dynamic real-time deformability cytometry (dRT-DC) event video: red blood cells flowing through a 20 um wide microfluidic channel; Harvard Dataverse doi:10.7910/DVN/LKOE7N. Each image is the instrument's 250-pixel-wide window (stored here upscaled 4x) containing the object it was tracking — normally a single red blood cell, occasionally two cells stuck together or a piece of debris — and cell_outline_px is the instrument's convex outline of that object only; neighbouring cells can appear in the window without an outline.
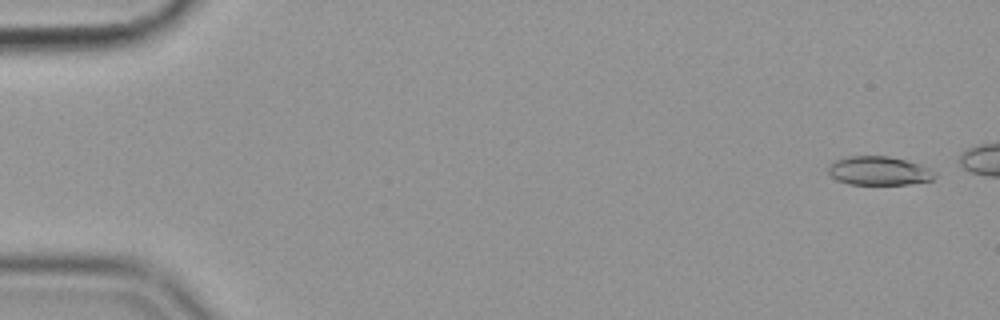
{"species": "common noctule bat (a hibernating species)", "species_latin": "Nyctalus noctula", "temperature_condition": "cold", "stored_images_in_passage": 50, "camera_frame_rate_fps": 3000, "um_per_image_px": 0.085, "animal": {"sex": "female", "body_mass_g": 19.9}, "frame": {"image": 1, "passage_image": 3, "time_ms": 0.667, "image_size_px": [1000, 320], "cell_outline_px": [[936, 176], [932, 180], [908, 184], [848, 184], [836, 180], [828, 172], [828, 164], [832, 160], [848, 156], [888, 156], [920, 164], [936, 172]], "centroid_in_image_um": [74.67, 14.51], "position_along_channel_um": 10.3, "area_um2": 17.98}}
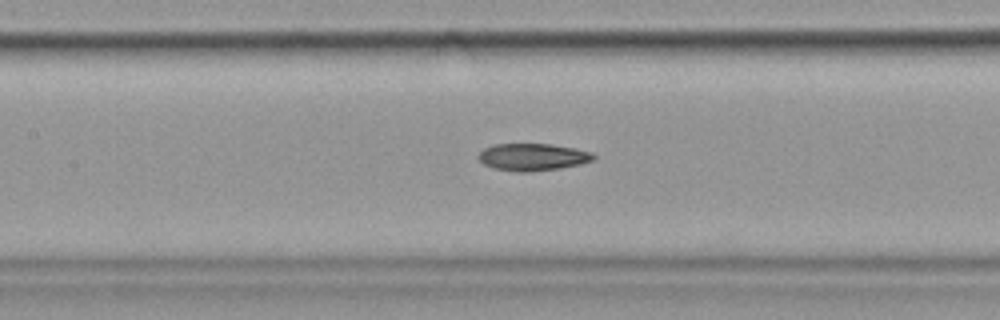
{"frame": {"image": 2, "passage_image": 27, "time_ms": 8.667, "image_size_px": [1000, 320], "cell_outline_px": [[596, 156], [592, 160], [580, 164], [560, 168], [528, 172], [516, 172], [496, 168], [484, 164], [476, 156], [484, 148], [492, 144], [552, 144], [576, 148], [592, 152]], "centroid_in_image_um": [45.28, 13.34], "position_along_channel_um": 162.1, "area_um2": 18.26}}
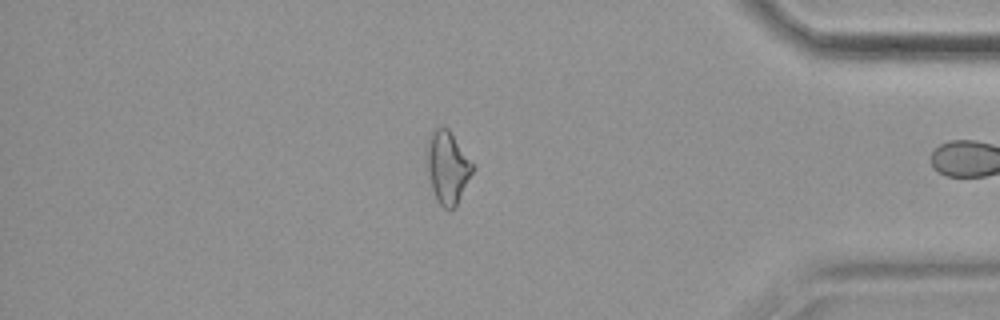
{"frame": {"image": 3, "passage_image": 49, "time_ms": 16.0, "image_size_px": [1000, 320], "cell_outline_px": [[476, 168], [456, 208], [444, 208], [436, 200], [428, 176], [428, 136], [436, 128], [444, 124], [448, 128], [476, 164]], "centroid_in_image_um": [38.11, 14.21], "position_along_channel_um": 397.1, "area_um2": 19.77}}